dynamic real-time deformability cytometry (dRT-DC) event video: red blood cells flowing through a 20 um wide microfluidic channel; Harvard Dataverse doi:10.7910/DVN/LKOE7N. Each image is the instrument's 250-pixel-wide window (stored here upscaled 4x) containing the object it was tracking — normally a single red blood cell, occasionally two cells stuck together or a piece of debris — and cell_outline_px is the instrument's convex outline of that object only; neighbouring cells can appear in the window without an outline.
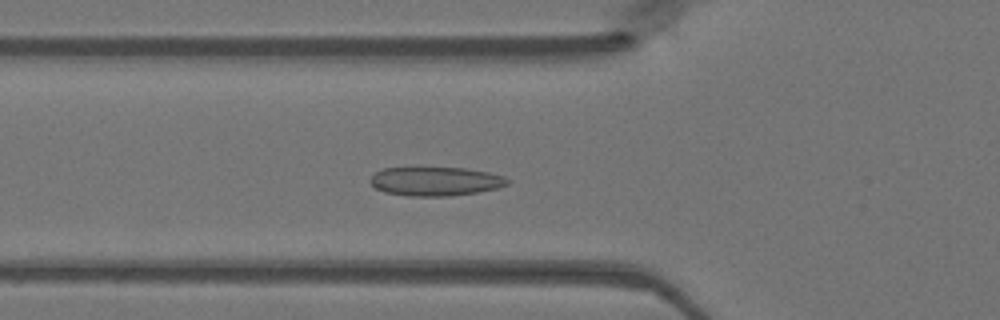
{"species": "Egyptian fruit bat (a non-hibernating species)", "species_latin": "Rousettus aegyptiacus", "temperature_condition": "warm", "stored_images_in_passage": 40, "camera_frame_rate_fps": 3000, "um_per_image_px": 0.085, "animal": {"sex": "female"}, "frame": {"image": 1, "passage_image": 9, "time_ms": 2.667, "image_size_px": [1000, 320], "cell_outline_px": [[508, 184], [496, 188], [476, 192], [448, 196], [408, 196], [384, 192], [376, 188], [368, 180], [380, 168], [464, 168], [488, 172], [504, 176], [508, 180]], "centroid_in_image_um": [36.98, 15.41], "position_along_channel_um": 88.8, "area_um2": 22.95}}
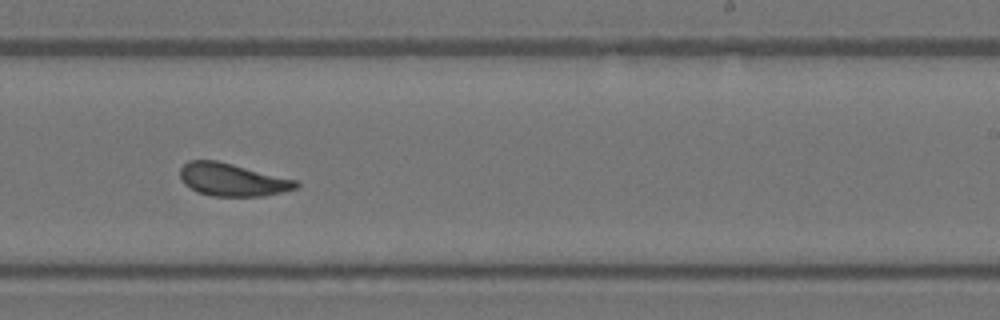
{"frame": {"image": 2, "passage_image": 22, "time_ms": 7.0, "image_size_px": [1000, 320], "cell_outline_px": [[300, 184], [296, 188], [264, 196], [212, 196], [196, 192], [184, 184], [180, 180], [180, 168], [188, 160], [216, 160], [296, 180]], "centroid_in_image_um": [19.69, 15.28], "position_along_channel_um": 269.3, "area_um2": 22.02}}
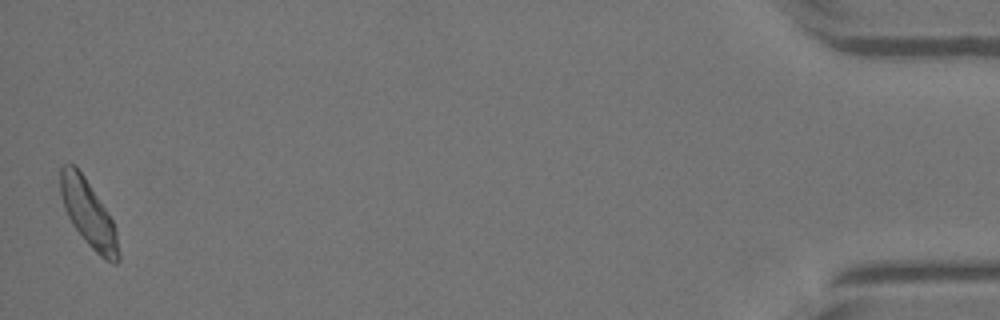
{"frame": {"image": 3, "passage_image": 40, "time_ms": 13.0, "image_size_px": [1000, 320], "cell_outline_px": [[120, 260], [116, 264], [112, 264], [104, 260], [88, 244], [72, 224], [64, 208], [60, 192], [60, 168], [64, 164], [76, 164], [108, 212], [112, 220], [116, 232], [120, 256]], "centroid_in_image_um": [7.52, 18.16], "position_along_channel_um": 427.7, "area_um2": 22.48}}